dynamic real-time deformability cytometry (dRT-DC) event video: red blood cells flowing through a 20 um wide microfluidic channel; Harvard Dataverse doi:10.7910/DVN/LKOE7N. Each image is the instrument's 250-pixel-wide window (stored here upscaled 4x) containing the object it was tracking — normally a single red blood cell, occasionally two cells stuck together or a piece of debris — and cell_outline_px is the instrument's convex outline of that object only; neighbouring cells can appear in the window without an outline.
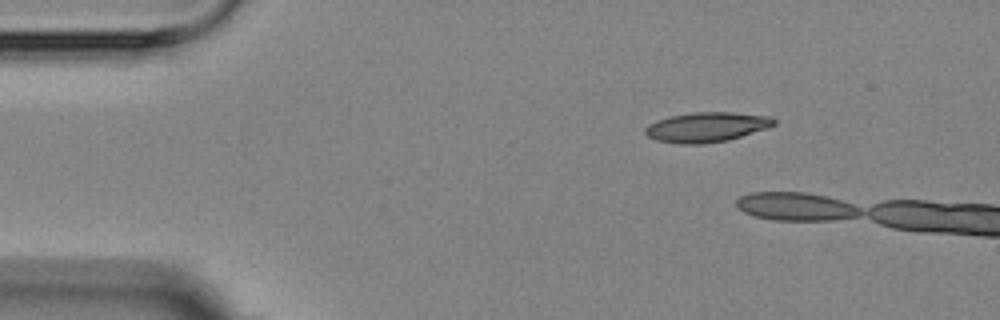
{"species": "Egyptian fruit bat (a non-hibernating species)", "species_latin": "Rousettus aegyptiacus", "temperature_condition": "room temperature", "stored_images_in_passage": 2, "camera_frame_rate_fps": 3000, "um_per_image_px": 0.085, "animal": {"sex": "female"}, "frame": {"image": 1, "passage_image": 1, "time_ms": 0.0, "image_size_px": [1000, 320], "cell_outline_px": [[776, 124], [768, 128], [728, 140], [704, 144], [680, 144], [656, 140], [648, 136], [644, 132], [644, 128], [648, 124], [656, 120], [672, 116], [692, 112], [732, 112], [772, 116], [776, 120]], "centroid_in_image_um": [60.08, 10.8], "position_along_channel_um": 24.9, "area_um2": 22.54}}